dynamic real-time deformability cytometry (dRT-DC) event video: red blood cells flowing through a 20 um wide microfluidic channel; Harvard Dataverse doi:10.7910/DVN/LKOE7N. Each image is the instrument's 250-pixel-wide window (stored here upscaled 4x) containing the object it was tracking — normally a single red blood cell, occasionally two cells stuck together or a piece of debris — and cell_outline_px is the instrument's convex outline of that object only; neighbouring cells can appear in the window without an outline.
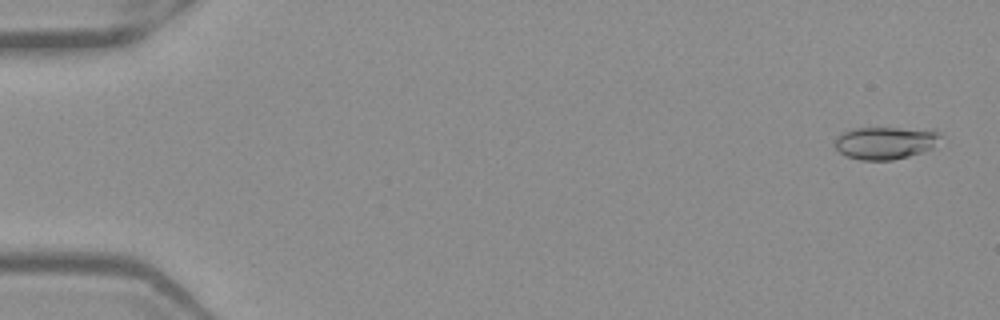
{"species": "Egyptian fruit bat (a non-hibernating species)", "species_latin": "Rousettus aegyptiacus", "temperature_condition": "warm", "stored_images_in_passage": 52, "camera_frame_rate_fps": 3000, "um_per_image_px": 0.085, "frame": {"image": 1, "passage_image": 2, "time_ms": 0.333, "image_size_px": [1000, 320], "cell_outline_px": [[944, 136], [932, 148], [924, 152], [892, 160], [860, 160], [844, 156], [832, 144], [836, 136], [840, 132], [852, 128], [936, 128]], "centroid_in_image_um": [75.28, 12.12], "position_along_channel_um": 9.7, "area_um2": 20.81}}
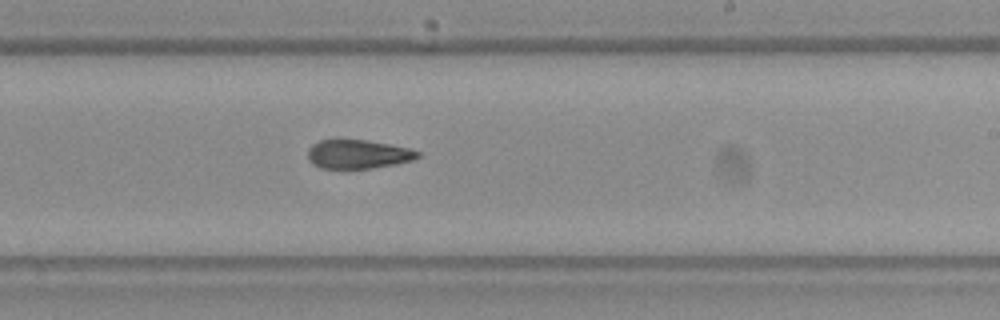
{"frame": {"image": 2, "passage_image": 32, "time_ms": 10.333, "image_size_px": [1000, 320], "cell_outline_px": [[420, 156], [412, 160], [372, 168], [320, 168], [312, 164], [308, 160], [308, 148], [312, 144], [320, 140], [364, 140], [388, 144], [408, 148], [420, 152]], "centroid_in_image_um": [30.38, 13.11], "position_along_channel_um": 258.6, "area_um2": 18.26}}
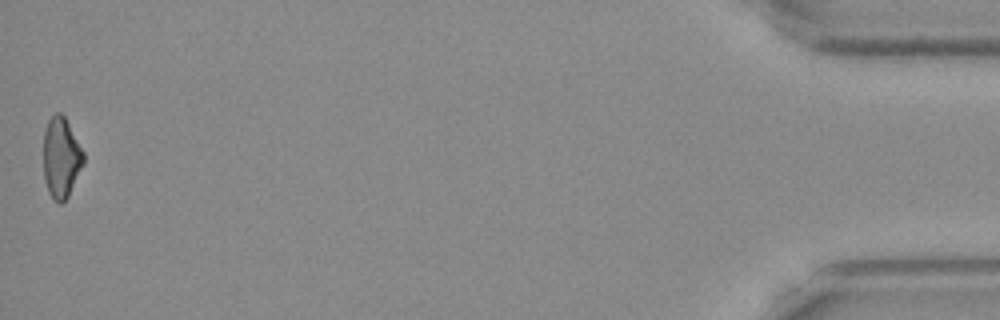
{"frame": {"image": 3, "passage_image": 52, "time_ms": 17.0, "image_size_px": [1000, 320], "cell_outline_px": [[84, 164], [68, 196], [60, 204], [56, 204], [52, 200], [48, 192], [44, 180], [44, 132], [48, 120], [56, 112], [60, 112], [64, 116], [84, 152]], "centroid_in_image_um": [5.19, 13.43], "position_along_channel_um": 430.0, "area_um2": 18.9}, "authors_computed_cell_mechanics": {"area_um2": 19.5942, "velocity_mm_per_s": 3.9507, "shape_relaxation_time_tau1_ms": null, "shape_relaxation_time_tau2_ms": 3.7305, "deformation_change_tau1": null, "deformation_change_tau2": 0.1226}}